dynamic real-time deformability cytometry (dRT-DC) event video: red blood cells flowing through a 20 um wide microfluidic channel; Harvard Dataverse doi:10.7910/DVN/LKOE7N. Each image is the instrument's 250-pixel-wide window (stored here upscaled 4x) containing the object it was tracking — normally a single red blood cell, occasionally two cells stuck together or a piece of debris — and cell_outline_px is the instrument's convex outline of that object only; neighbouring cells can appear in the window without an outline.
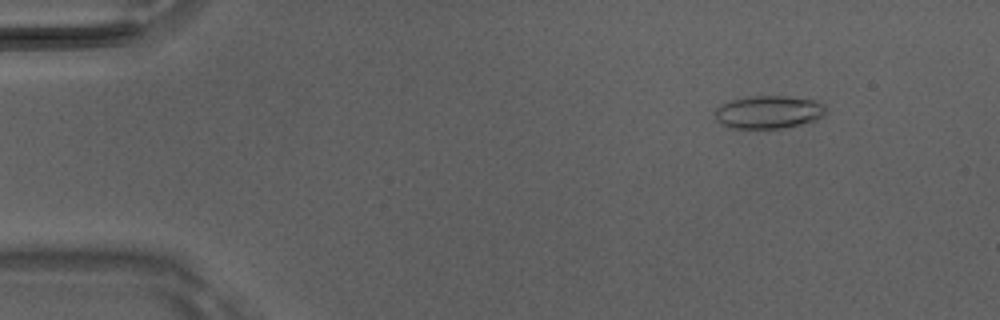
{"species": "Egyptian fruit bat (a non-hibernating species)", "species_latin": "Rousettus aegyptiacus", "temperature_condition": "room temperature", "stored_images_in_passage": 7, "camera_frame_rate_fps": 3000, "um_per_image_px": 0.085, "animal": {"sex": "male"}, "frame": {"image": 1, "passage_image": 2, "time_ms": 0.333, "image_size_px": [1000, 320], "cell_outline_px": [[828, 112], [824, 116], [816, 120], [784, 128], [732, 128], [716, 120], [712, 112], [720, 104], [732, 100], [752, 96], [788, 96], [816, 100], [824, 104]], "centroid_in_image_um": [65.35, 9.52], "position_along_channel_um": 19.6, "area_um2": 21.5}}